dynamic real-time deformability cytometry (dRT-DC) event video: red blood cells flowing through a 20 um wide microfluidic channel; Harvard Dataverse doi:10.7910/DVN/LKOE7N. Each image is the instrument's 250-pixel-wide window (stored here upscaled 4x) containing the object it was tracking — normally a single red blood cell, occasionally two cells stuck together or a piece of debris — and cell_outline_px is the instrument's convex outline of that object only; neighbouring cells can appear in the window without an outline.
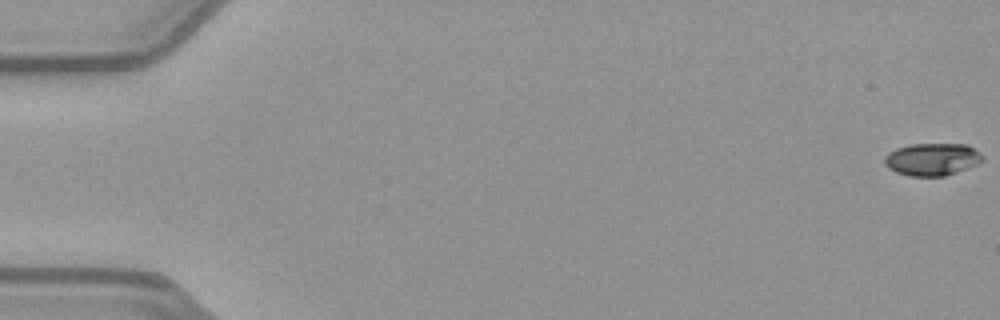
{"species": "common noctule bat (a hibernating species)", "species_latin": "Nyctalus noctula", "temperature_condition": "warm", "stored_images_in_passage": 47, "camera_frame_rate_fps": 3000, "um_per_image_px": 0.085, "animal": {"sex": "female", "body_mass_g": 21.9}, "frame": {"image": 1, "passage_image": 1, "time_ms": 0.0, "image_size_px": [1000, 320], "cell_outline_px": [[984, 160], [968, 168], [944, 176], [908, 176], [896, 172], [888, 168], [884, 164], [884, 156], [888, 152], [896, 148], [912, 144], [968, 144], [980, 152]], "centroid_in_image_um": [79.22, 13.54], "position_along_channel_um": 5.8, "area_um2": 18.67}}
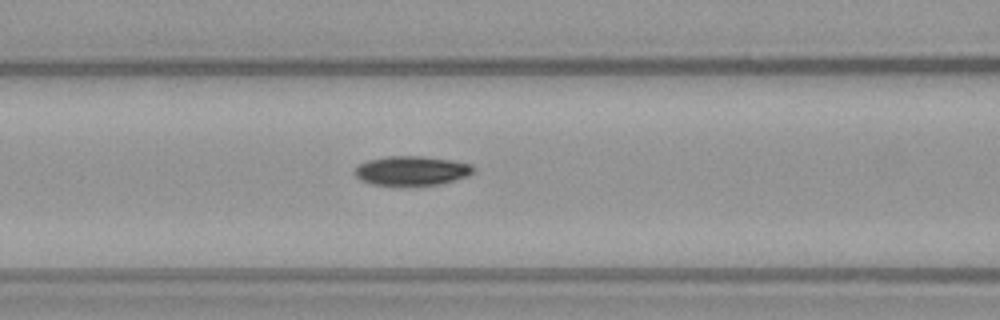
{"frame": {"image": 2, "passage_image": 23, "time_ms": 7.333, "image_size_px": [1000, 320], "cell_outline_px": [[476, 168], [468, 176], [440, 184], [372, 184], [360, 180], [352, 172], [360, 164], [368, 160], [388, 156], [420, 156], [452, 160], [472, 164]], "centroid_in_image_um": [35.0, 14.49], "position_along_channel_um": 131.6, "area_um2": 20.0}}
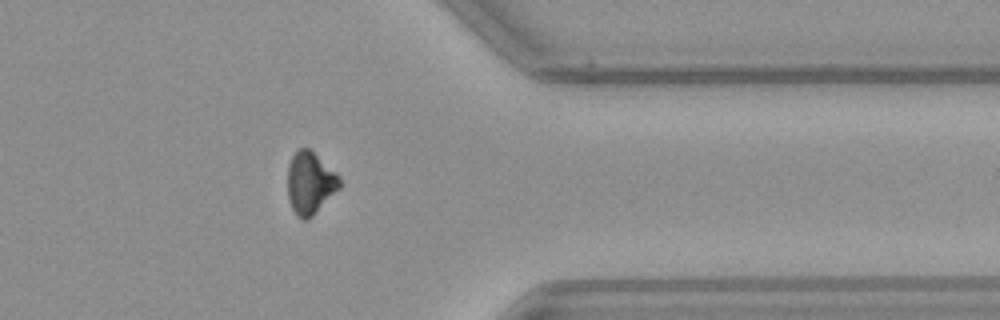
{"frame": {"image": 3, "passage_image": 43, "time_ms": 14.0, "image_size_px": [1000, 320], "cell_outline_px": [[340, 188], [308, 220], [304, 220], [296, 216], [288, 200], [288, 164], [292, 156], [300, 148], [308, 148], [336, 172], [340, 176]], "centroid_in_image_um": [26.35, 15.57], "position_along_channel_um": 385.0, "area_um2": 18.79}}